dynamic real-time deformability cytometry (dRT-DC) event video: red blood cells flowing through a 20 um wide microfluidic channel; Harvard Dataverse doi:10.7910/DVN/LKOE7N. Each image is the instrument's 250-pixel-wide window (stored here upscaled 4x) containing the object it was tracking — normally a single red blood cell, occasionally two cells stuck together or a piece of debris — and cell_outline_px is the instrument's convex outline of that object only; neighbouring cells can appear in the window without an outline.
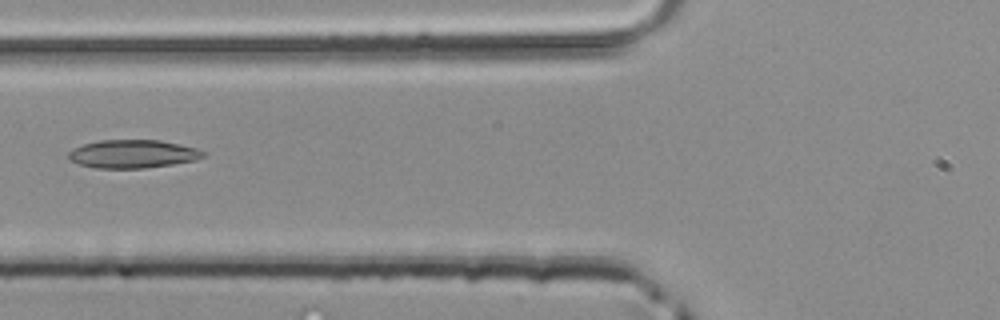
{"species": "common noctule bat (a hibernating species)", "species_latin": "Nyctalus noctula", "temperature_condition": "room temperature", "stored_images_in_passage": 3, "camera_frame_rate_fps": 3000, "um_per_image_px": 0.085, "animal": {"sex": "male", "body_mass_g": 20.4}, "frame": {"image": 1, "passage_image": 3, "time_ms": 0.667, "image_size_px": [1000, 320], "cell_outline_px": [[204, 156], [196, 160], [172, 164], [144, 168], [96, 168], [80, 164], [68, 160], [68, 152], [72, 148], [84, 144], [100, 140], [160, 140], [180, 144], [196, 148], [204, 152]], "centroid_in_image_um": [11.26, 13.08], "position_along_channel_um": 114.5, "area_um2": 22.14}}